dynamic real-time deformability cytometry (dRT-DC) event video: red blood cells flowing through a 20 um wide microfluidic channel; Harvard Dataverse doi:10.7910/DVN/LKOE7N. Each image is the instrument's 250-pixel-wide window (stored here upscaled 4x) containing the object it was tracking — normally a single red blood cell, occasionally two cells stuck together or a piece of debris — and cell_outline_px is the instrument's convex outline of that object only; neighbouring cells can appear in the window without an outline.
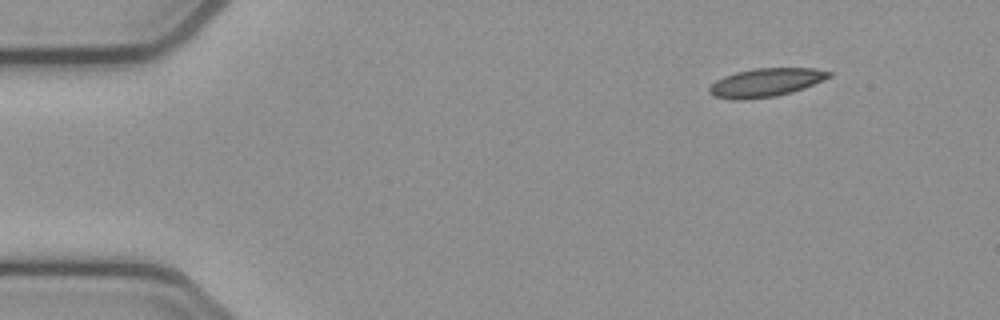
{"species": "common noctule bat (a hibernating species)", "species_latin": "Nyctalus noctula", "temperature_condition": "cold", "stored_images_in_passage": 48, "camera_frame_rate_fps": 3000, "um_per_image_px": 0.085, "animal": {"sex": "female", "body_mass_g": 21.9}, "frame": {"image": 1, "passage_image": 1, "time_ms": 0.0, "image_size_px": [1000, 320], "cell_outline_px": [[832, 76], [824, 80], [804, 88], [792, 92], [776, 96], [744, 100], [732, 100], [712, 96], [708, 92], [708, 88], [716, 80], [724, 76], [736, 72], [752, 68], [816, 68], [832, 72]], "centroid_in_image_um": [65.08, 7.02], "position_along_channel_um": 19.9, "area_um2": 20.11}}
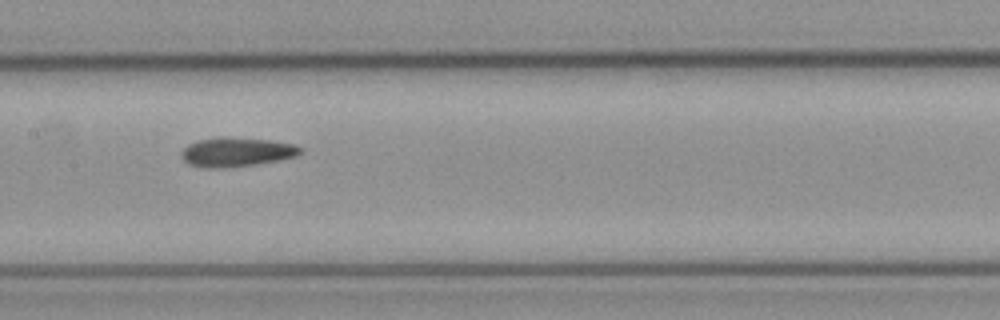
{"frame": {"image": 2, "passage_image": 21, "time_ms": 6.667, "image_size_px": [1000, 320], "cell_outline_px": [[304, 148], [296, 156], [280, 160], [256, 164], [224, 168], [208, 168], [188, 164], [180, 156], [180, 152], [188, 144], [200, 140], [268, 140], [296, 144]], "centroid_in_image_um": [20.13, 12.98], "position_along_channel_um": 187.3, "area_um2": 19.36}}
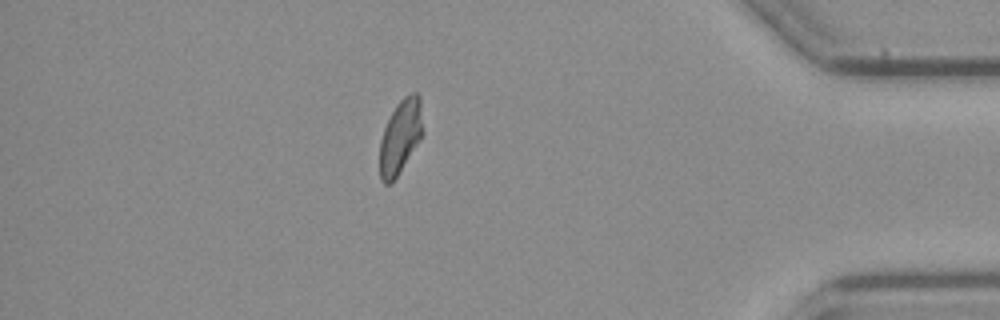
{"frame": {"image": 3, "passage_image": 41, "time_ms": 13.333, "image_size_px": [1000, 320], "cell_outline_px": [[424, 132], [420, 140], [396, 176], [388, 184], [384, 184], [380, 180], [380, 140], [384, 128], [396, 104], [404, 96], [412, 92], [416, 92], [420, 96]], "centroid_in_image_um": [34.05, 11.56], "position_along_channel_um": 401.1, "area_um2": 18.5}, "authors_computed_cell_mechanics": {"area_um2": 19.5942, "velocity_mm_per_s": 3.8439, "shape_relaxation_time_tau1_ms": 8.0967, "shape_relaxation_time_tau2_ms": 3.5443, "deformation_change_tau1": 0.167, "deformation_change_tau2": 0.0977}}